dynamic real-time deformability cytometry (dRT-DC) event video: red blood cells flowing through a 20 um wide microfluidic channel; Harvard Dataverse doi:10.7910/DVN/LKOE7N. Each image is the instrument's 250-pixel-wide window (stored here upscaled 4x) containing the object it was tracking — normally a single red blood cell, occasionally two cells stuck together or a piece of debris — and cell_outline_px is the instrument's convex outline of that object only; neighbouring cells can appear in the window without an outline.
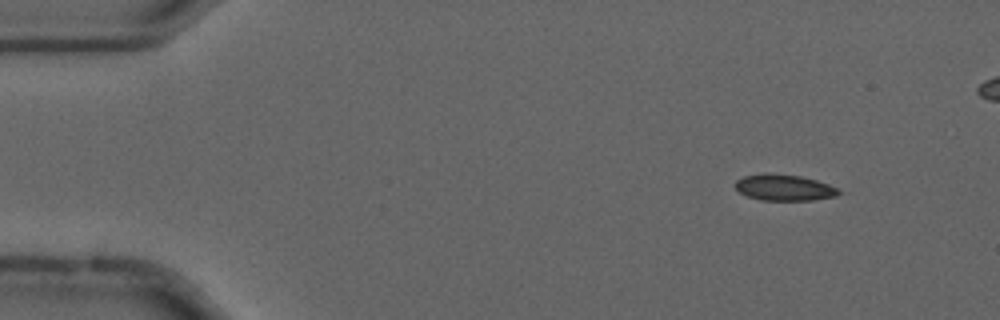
{"species": "common noctule bat (a hibernating species)", "species_latin": "Nyctalus noctula", "temperature_condition": "cold", "stored_images_in_passage": 49, "camera_frame_rate_fps": 3000, "um_per_image_px": 0.085, "animal": {"sex": "male", "forearm_length_mm": 52.5}, "frame": {"image": 1, "passage_image": 3, "time_ms": 0.667, "image_size_px": [1000, 320], "cell_outline_px": [[848, 192], [836, 196], [812, 200], [760, 200], [748, 196], [740, 192], [732, 184], [736, 180], [744, 176], [764, 172], [768, 172], [800, 176], [816, 180], [828, 184]], "centroid_in_image_um": [66.68, 15.93], "position_along_channel_um": 18.3, "area_um2": 16.13}}
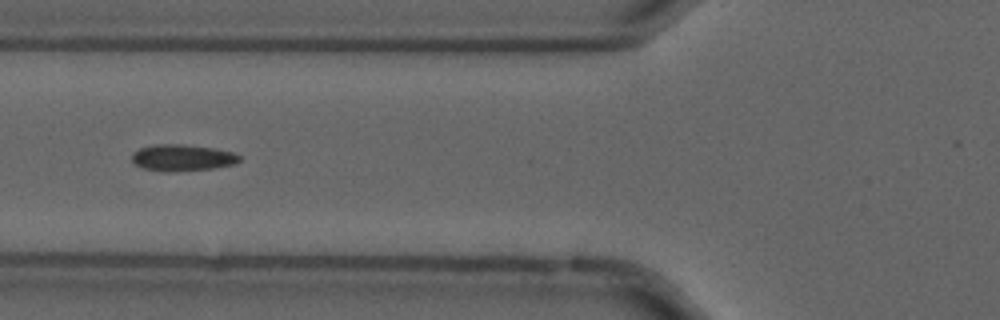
{"frame": {"image": 2, "passage_image": 18, "time_ms": 5.667, "image_size_px": [1000, 320], "cell_outline_px": [[240, 160], [236, 164], [212, 168], [172, 172], [164, 172], [144, 168], [136, 164], [132, 160], [132, 156], [140, 148], [156, 144], [180, 144], [216, 148], [232, 152], [240, 156]], "centroid_in_image_um": [15.53, 13.41], "position_along_channel_um": 110.3, "area_um2": 16.53}}
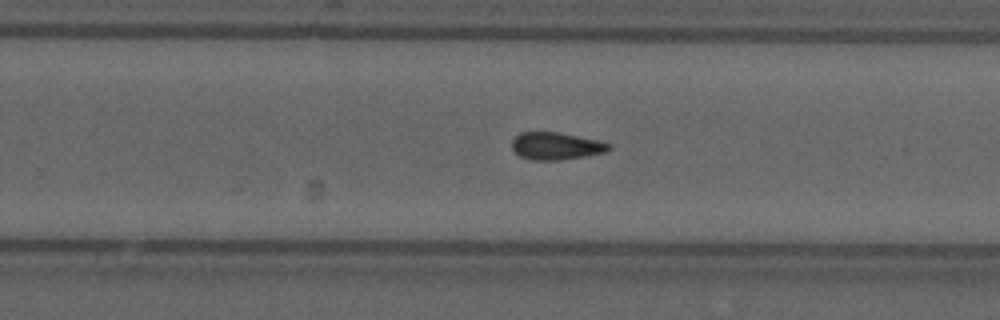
{"frame": {"image": 3, "passage_image": 32, "time_ms": 10.333, "image_size_px": [1000, 320], "cell_outline_px": [[612, 148], [608, 152], [560, 160], [532, 160], [520, 156], [512, 148], [512, 140], [520, 132], [556, 132], [600, 140], [612, 144]], "centroid_in_image_um": [47.31, 12.41], "position_along_channel_um": 282.5, "area_um2": 15.55}}